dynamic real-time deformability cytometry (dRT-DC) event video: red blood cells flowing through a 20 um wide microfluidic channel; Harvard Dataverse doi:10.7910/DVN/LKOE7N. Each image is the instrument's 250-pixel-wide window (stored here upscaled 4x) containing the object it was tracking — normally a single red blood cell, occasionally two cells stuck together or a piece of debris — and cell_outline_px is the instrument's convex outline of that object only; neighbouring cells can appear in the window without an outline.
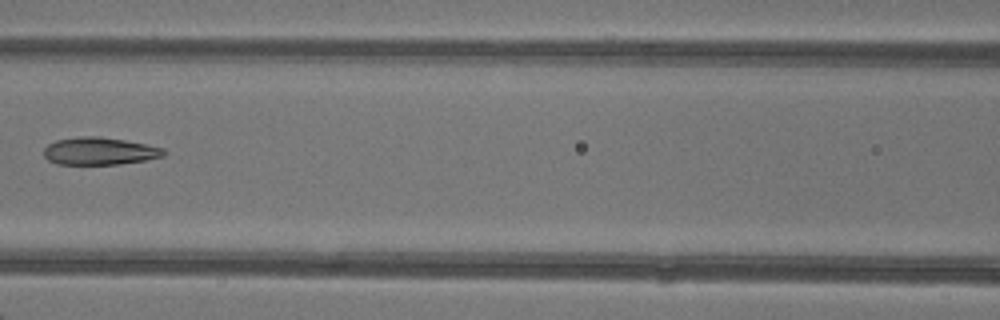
{"species": "common noctule bat (a hibernating species)", "species_latin": "Nyctalus noctula", "temperature_condition": "warm", "stored_images_in_passage": 7, "camera_frame_rate_fps": 3000, "um_per_image_px": 0.085, "animal": {"sex": "female"}, "frame": {"image": 1, "passage_image": 6, "time_ms": 6.333, "image_size_px": [1000, 320], "cell_outline_px": [[164, 156], [144, 160], [120, 164], [56, 164], [48, 160], [44, 156], [44, 148], [48, 144], [56, 140], [80, 136], [100, 136], [124, 140], [164, 148]], "centroid_in_image_um": [8.42, 12.84], "position_along_channel_um": 158.2, "area_um2": 19.13}}
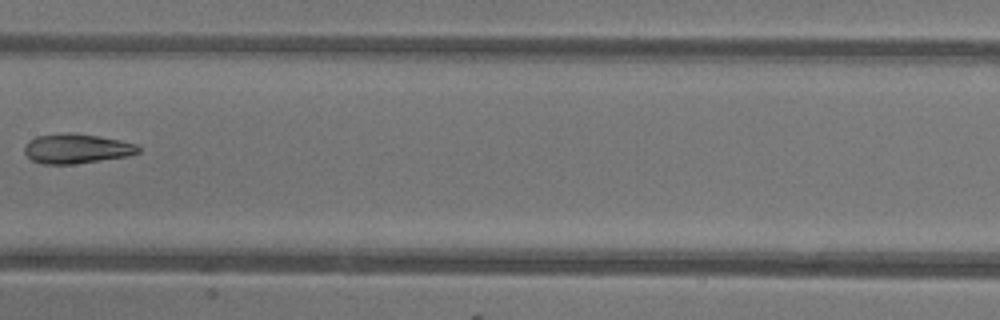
{"frame": {"image": 2, "passage_image": 7, "time_ms": 7.333, "image_size_px": [1000, 320], "cell_outline_px": [[140, 152], [128, 156], [72, 164], [40, 164], [32, 160], [24, 152], [24, 148], [36, 136], [100, 136], [120, 140], [136, 144], [140, 148]], "centroid_in_image_um": [6.57, 12.69], "position_along_channel_um": 200.8, "area_um2": 18.61}}